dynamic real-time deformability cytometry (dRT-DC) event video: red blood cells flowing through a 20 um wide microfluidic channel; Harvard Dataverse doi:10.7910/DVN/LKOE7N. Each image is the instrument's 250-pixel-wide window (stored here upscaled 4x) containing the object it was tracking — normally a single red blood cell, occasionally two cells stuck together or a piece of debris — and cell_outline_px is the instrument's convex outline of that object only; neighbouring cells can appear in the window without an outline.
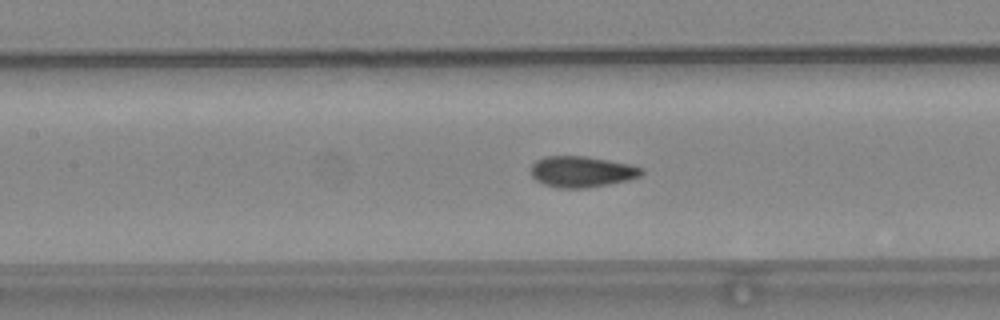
{"species": "common noctule bat (a hibernating species)", "species_latin": "Nyctalus noctula", "temperature_condition": "warm", "stored_images_in_passage": 28, "camera_frame_rate_fps": 3000, "um_per_image_px": 0.085, "animal": {"sex": "female", "body_mass_g": 24.6, "forearm_length_mm": 56.2}, "frame": {"image": 1, "passage_image": 8, "time_ms": 2.333, "image_size_px": [1000, 320], "cell_outline_px": [[644, 172], [640, 176], [628, 180], [588, 188], [560, 188], [544, 184], [536, 180], [532, 176], [528, 168], [536, 160], [544, 156], [584, 156], [632, 164], [644, 168]], "centroid_in_image_um": [49.44, 14.59], "position_along_channel_um": 158.0, "area_um2": 20.23}}
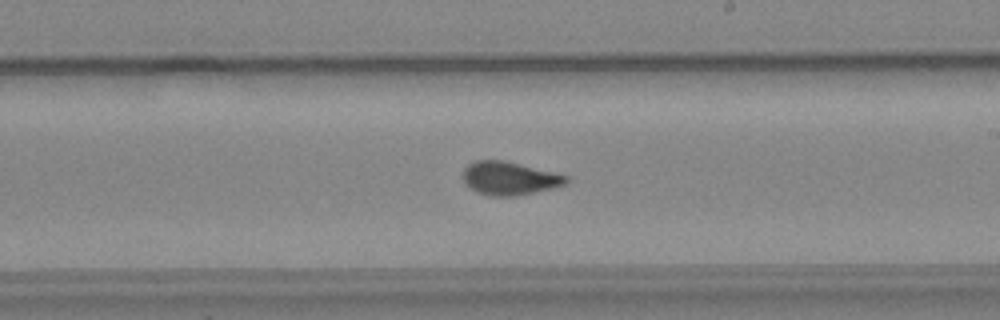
{"frame": {"image": 2, "passage_image": 15, "time_ms": 4.667, "image_size_px": [1000, 320], "cell_outline_px": [[568, 180], [564, 184], [552, 188], [516, 196], [488, 196], [476, 192], [464, 184], [464, 168], [468, 164], [476, 160], [504, 160], [568, 176]], "centroid_in_image_um": [43.25, 15.16], "position_along_channel_um": 245.7, "area_um2": 19.88}}
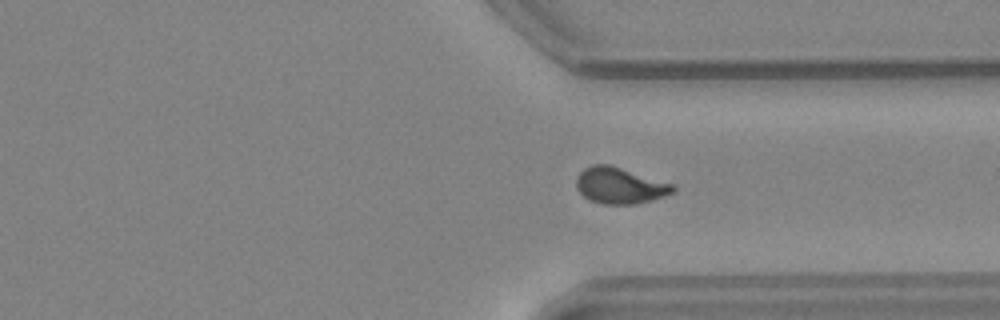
{"frame": {"image": 3, "passage_image": 24, "time_ms": 7.667, "image_size_px": [1000, 320], "cell_outline_px": [[676, 188], [672, 192], [652, 200], [636, 204], [600, 204], [588, 200], [576, 188], [576, 176], [584, 168], [592, 164], [608, 164], [672, 184]], "centroid_in_image_um": [52.62, 15.78], "position_along_channel_um": 358.8, "area_um2": 20.23}}